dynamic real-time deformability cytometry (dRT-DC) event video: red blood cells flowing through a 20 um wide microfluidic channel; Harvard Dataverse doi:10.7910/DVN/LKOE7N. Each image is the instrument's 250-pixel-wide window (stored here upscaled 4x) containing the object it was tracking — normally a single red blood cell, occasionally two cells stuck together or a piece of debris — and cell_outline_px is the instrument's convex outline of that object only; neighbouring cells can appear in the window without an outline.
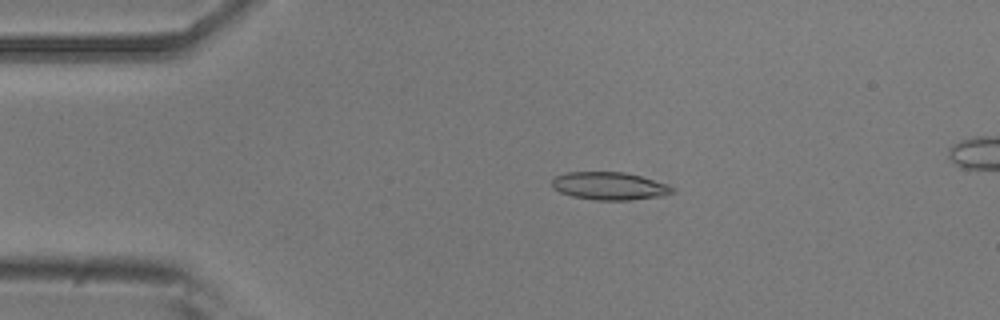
{"species": "common noctule bat (a hibernating species)", "species_latin": "Nyctalus noctula", "temperature_condition": "room temperature", "stored_images_in_passage": 52, "camera_frame_rate_fps": 3000, "um_per_image_px": 0.085, "animal": {"sex": "male", "body_mass_g": 20.5, "forearm_length_mm": 52.5}, "frame": {"image": 1, "passage_image": 10, "time_ms": 3.0, "image_size_px": [1000, 320], "cell_outline_px": [[676, 192], [660, 196], [628, 200], [596, 200], [572, 196], [560, 192], [552, 188], [552, 180], [556, 176], [564, 172], [624, 172], [640, 176], [668, 184], [676, 188]], "centroid_in_image_um": [51.81, 15.81], "position_along_channel_um": 33.2, "area_um2": 19.54}}
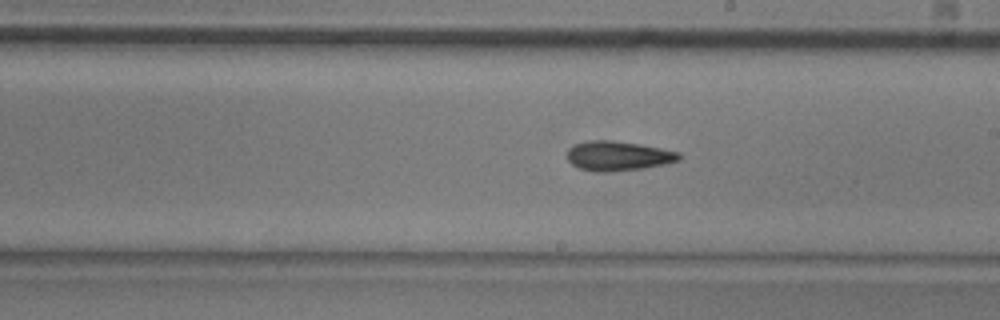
{"frame": {"image": 2, "passage_image": 29, "time_ms": 9.333, "image_size_px": [1000, 320], "cell_outline_px": [[680, 160], [668, 164], [644, 168], [612, 172], [592, 172], [580, 168], [572, 164], [568, 160], [568, 148], [572, 144], [588, 140], [612, 140], [640, 144], [680, 152]], "centroid_in_image_um": [52.53, 13.25], "position_along_channel_um": 236.5, "area_um2": 19.59}}
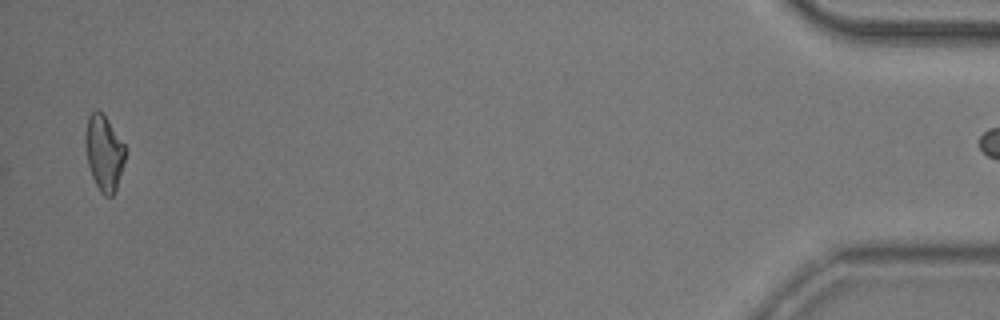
{"frame": {"image": 3, "passage_image": 51, "time_ms": 16.667, "image_size_px": [1000, 320], "cell_outline_px": [[124, 160], [116, 188], [112, 196], [104, 196], [100, 192], [92, 176], [88, 164], [84, 144], [84, 132], [88, 116], [96, 108], [108, 120], [124, 144]], "centroid_in_image_um": [8.8, 12.96], "position_along_channel_um": 426.4, "area_um2": 17.34}}